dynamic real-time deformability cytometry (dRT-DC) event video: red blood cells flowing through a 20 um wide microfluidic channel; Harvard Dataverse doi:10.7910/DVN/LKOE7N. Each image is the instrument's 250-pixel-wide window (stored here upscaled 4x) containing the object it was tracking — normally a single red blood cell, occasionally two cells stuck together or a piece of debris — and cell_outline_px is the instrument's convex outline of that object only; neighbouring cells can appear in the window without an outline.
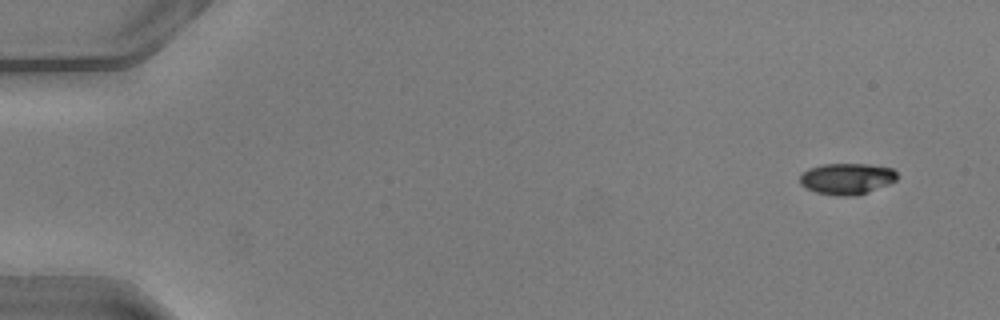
{"species": "common noctule bat (a hibernating species)", "species_latin": "Nyctalus noctula", "temperature_condition": "warm", "stored_images_in_passage": 22, "camera_frame_rate_fps": 3000, "um_per_image_px": 0.085, "animal": {"sex": "male", "body_mass_g": 20.5, "forearm_length_mm": 52.5}, "frame": {"image": 1, "passage_image": 1, "time_ms": 0.0, "image_size_px": [1000, 320], "cell_outline_px": [[896, 180], [888, 184], [868, 192], [856, 196], [836, 196], [816, 192], [804, 188], [800, 184], [800, 176], [808, 168], [824, 164], [868, 164], [892, 168], [896, 172]], "centroid_in_image_um": [71.95, 15.2], "position_along_channel_um": 13.0, "area_um2": 17.74}}
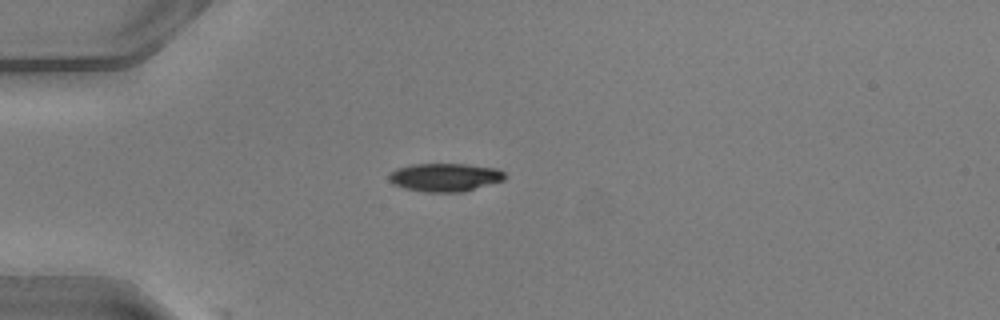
{"frame": {"image": 2, "passage_image": 12, "time_ms": 3.667, "image_size_px": [1000, 320], "cell_outline_px": [[508, 176], [504, 180], [464, 192], [424, 192], [404, 188], [392, 184], [388, 180], [388, 176], [396, 168], [412, 164], [464, 164], [496, 168], [504, 172]], "centroid_in_image_um": [37.82, 15.08], "position_along_channel_um": 47.2, "area_um2": 19.25}}